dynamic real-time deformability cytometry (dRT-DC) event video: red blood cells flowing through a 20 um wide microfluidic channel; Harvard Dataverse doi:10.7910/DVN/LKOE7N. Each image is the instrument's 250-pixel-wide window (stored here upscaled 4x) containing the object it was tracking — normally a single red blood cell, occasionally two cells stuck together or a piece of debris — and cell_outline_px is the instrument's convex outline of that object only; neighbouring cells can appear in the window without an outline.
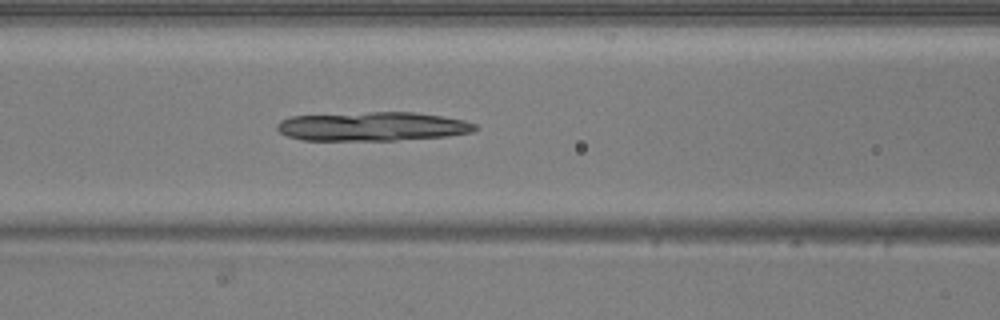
{"species": "common noctule bat (a hibernating species)", "species_latin": "Nyctalus noctula", "temperature_condition": "warm", "stored_images_in_passage": 49, "camera_frame_rate_fps": 3000, "um_per_image_px": 0.085, "animal": {"sex": "male", "body_mass_g": 20.5, "forearm_length_mm": 52.5}, "frame": {"image": 1, "passage_image": 21, "time_ms": 6.667, "image_size_px": [1000, 320], "cell_outline_px": [[480, 128], [472, 132], [448, 136], [396, 140], [300, 140], [288, 136], [280, 132], [276, 128], [276, 124], [280, 120], [292, 116], [368, 112], [416, 112], [464, 120], [476, 124]], "centroid_in_image_um": [31.67, 10.75], "position_along_channel_um": 134.9, "area_um2": 33.52}}
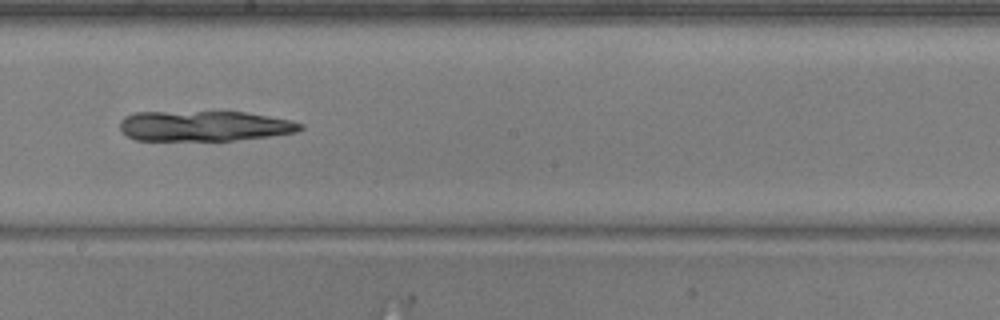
{"frame": {"image": 2, "passage_image": 28, "time_ms": 9.0, "image_size_px": [1000, 320], "cell_outline_px": [[304, 128], [296, 132], [268, 136], [232, 140], [136, 140], [120, 132], [120, 120], [124, 116], [136, 112], [248, 112], [288, 120], [304, 124]], "centroid_in_image_um": [17.32, 10.7], "position_along_channel_um": 230.9, "area_um2": 31.79}}
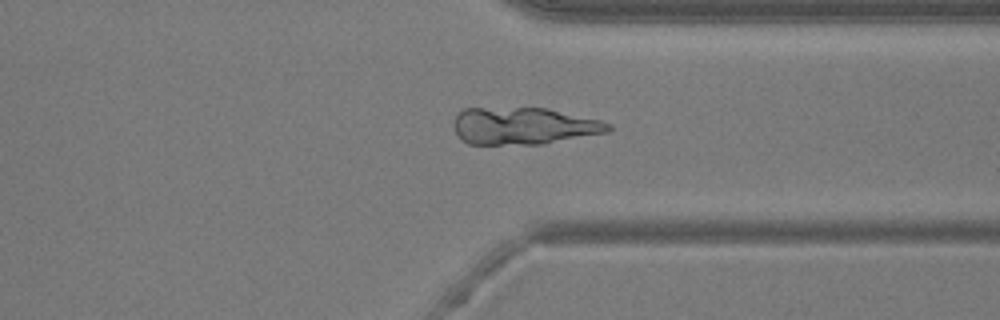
{"frame": {"image": 3, "passage_image": 38, "time_ms": 12.333, "image_size_px": [1000, 320], "cell_outline_px": [[612, 128], [608, 132], [544, 144], [468, 144], [460, 140], [452, 124], [456, 116], [464, 108], [548, 108], [600, 120], [612, 124]], "centroid_in_image_um": [44.51, 10.71], "position_along_channel_um": 366.9, "area_um2": 33.58}}